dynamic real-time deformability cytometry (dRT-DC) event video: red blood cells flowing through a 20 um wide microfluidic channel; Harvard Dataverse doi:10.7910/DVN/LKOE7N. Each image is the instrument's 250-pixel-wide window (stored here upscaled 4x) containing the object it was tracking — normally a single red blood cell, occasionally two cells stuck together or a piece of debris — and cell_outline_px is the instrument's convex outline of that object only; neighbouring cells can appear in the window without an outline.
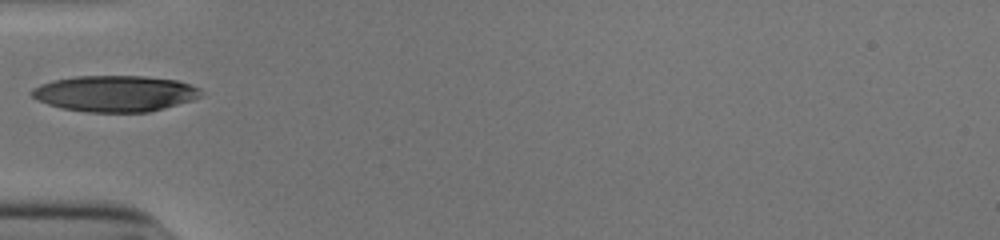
{"species": "human", "species_latin": "Homo sapiens", "temperature_condition": "cold", "stored_images_in_passage": 14, "camera_frame_rate_fps": 3000, "um_per_image_px": 0.085, "donor": {"sex": "male"}, "frame": {"image": 1, "passage_image": 1, "time_ms": 0.0, "image_size_px": [1000, 240], "cell_outline_px": [[200, 96], [192, 100], [164, 108], [148, 112], [88, 112], [60, 108], [48, 104], [32, 96], [32, 88], [40, 84], [52, 80], [76, 76], [144, 76], [176, 80], [200, 88]], "centroid_in_image_um": [9.76, 7.95], "position_along_channel_um": 75.2, "area_um2": 35.43}}
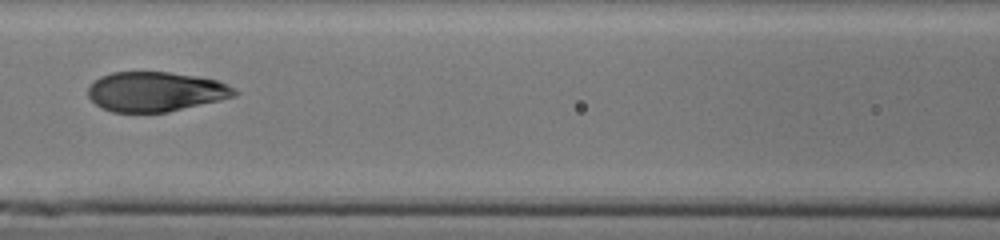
{"frame": {"image": 2, "passage_image": 7, "time_ms": 2.0, "image_size_px": [1000, 240], "cell_outline_px": [[240, 92], [236, 96], [220, 100], [168, 112], [112, 112], [96, 104], [88, 96], [88, 88], [100, 76], [112, 72], [168, 72], [196, 76], [216, 80], [228, 84], [236, 88]], "centroid_in_image_um": [13.26, 7.79], "position_along_channel_um": 153.3, "area_um2": 33.87}}
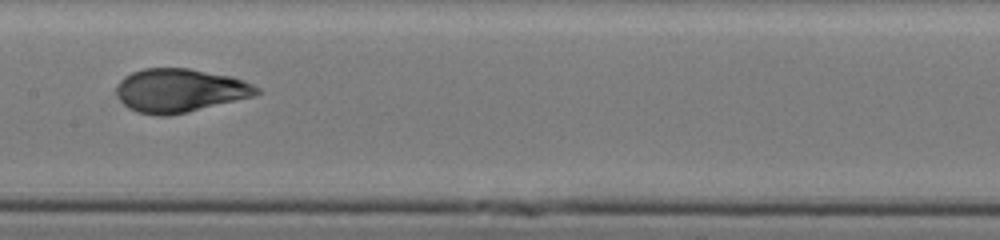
{"frame": {"image": 3, "passage_image": 10, "time_ms": 3.0, "image_size_px": [1000, 240], "cell_outline_px": [[260, 92], [256, 96], [188, 112], [168, 116], [160, 116], [136, 112], [128, 108], [120, 100], [116, 92], [116, 84], [124, 76], [132, 72], [144, 68], [188, 68], [232, 76], [244, 80], [260, 88]], "centroid_in_image_um": [15.29, 7.69], "position_along_channel_um": 192.1, "area_um2": 35.95}}